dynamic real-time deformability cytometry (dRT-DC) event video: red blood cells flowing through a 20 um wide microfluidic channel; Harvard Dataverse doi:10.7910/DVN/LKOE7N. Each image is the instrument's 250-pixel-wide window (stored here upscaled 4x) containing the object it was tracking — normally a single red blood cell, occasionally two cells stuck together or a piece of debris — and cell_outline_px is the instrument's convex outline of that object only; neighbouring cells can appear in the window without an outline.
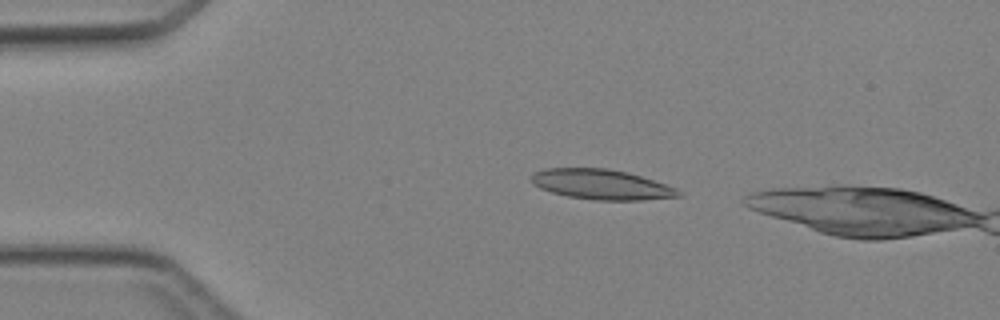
{"species": "Egyptian fruit bat (a non-hibernating species)", "species_latin": "Rousettus aegyptiacus", "temperature_condition": "cold", "stored_images_in_passage": 10, "camera_frame_rate_fps": 3000, "um_per_image_px": 0.085, "animal": {"sex": "female"}, "frame": {"image": 1, "passage_image": 5, "time_ms": 1.333, "image_size_px": [1000, 320], "cell_outline_px": [[684, 196], [644, 200], [596, 200], [568, 196], [552, 192], [540, 188], [532, 184], [532, 172], [544, 168], [608, 168], [628, 172], [676, 188]], "centroid_in_image_um": [51.11, 15.67], "position_along_channel_um": 33.9, "area_um2": 25.78}}